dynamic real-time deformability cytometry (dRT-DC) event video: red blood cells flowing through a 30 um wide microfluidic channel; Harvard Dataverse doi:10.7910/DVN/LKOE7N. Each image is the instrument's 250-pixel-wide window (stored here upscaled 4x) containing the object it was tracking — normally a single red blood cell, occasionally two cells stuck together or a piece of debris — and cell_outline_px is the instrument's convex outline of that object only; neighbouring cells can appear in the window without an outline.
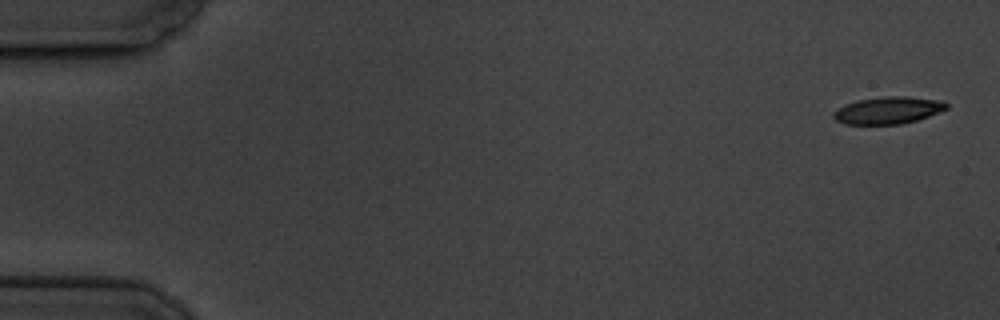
{"species": "common noctule bat (a hibernating species)", "species_latin": "Nyctalus noctula", "temperature_condition": "cold", "stored_images_in_passage": 7, "camera_frame_rate_fps": 3000, "um_per_image_px": 0.085, "animal": {"sex": "male", "body_mass_g": 19.5, "forearm_length_mm": 54.6}, "frame": {"image": 1, "passage_image": 1, "time_ms": 0.0, "image_size_px": [1000, 320], "cell_outline_px": [[948, 108], [928, 116], [916, 120], [900, 124], [844, 124], [836, 120], [832, 116], [840, 108], [856, 100], [888, 96], [908, 96], [944, 100], [948, 104]], "centroid_in_image_um": [75.55, 9.37], "position_along_channel_um": 9.5, "area_um2": 17.69}}
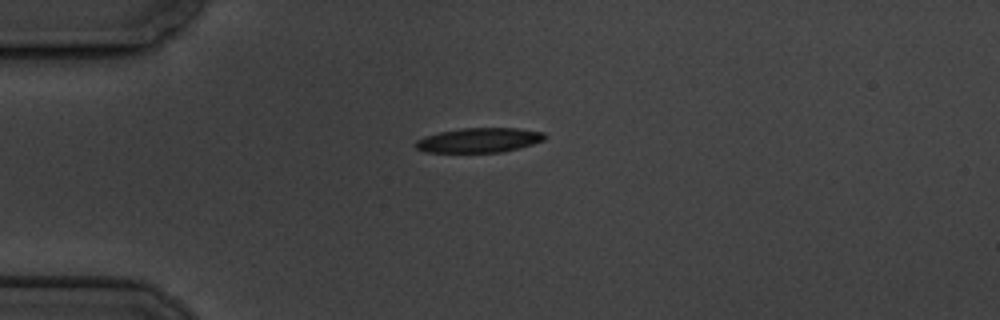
{"frame": {"image": 2, "passage_image": 4, "time_ms": 4.333, "image_size_px": [1000, 320], "cell_outline_px": [[548, 136], [544, 140], [520, 148], [504, 152], [424, 152], [416, 148], [416, 140], [424, 136], [440, 132], [464, 128], [516, 128], [544, 132]], "centroid_in_image_um": [40.75, 11.92], "position_along_channel_um": 44.2, "area_um2": 18.55}}
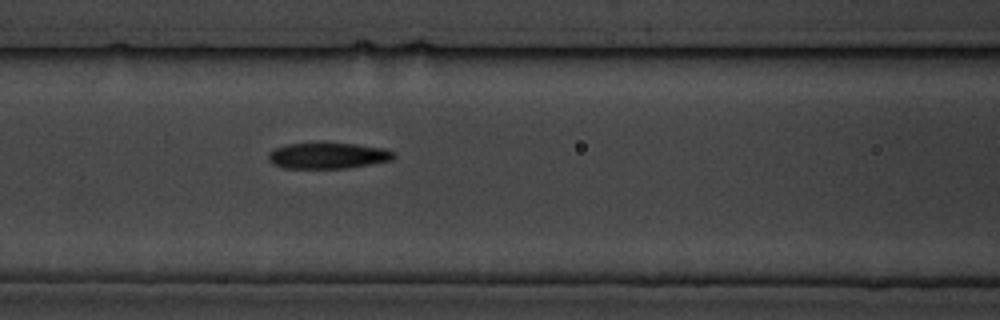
{"frame": {"image": 3, "passage_image": 7, "time_ms": 7.667, "image_size_px": [1000, 320], "cell_outline_px": [[396, 156], [392, 160], [348, 168], [284, 168], [268, 160], [268, 152], [276, 148], [288, 144], [320, 140], [324, 140], [356, 144], [384, 148], [392, 152]], "centroid_in_image_um": [27.86, 13.18], "position_along_channel_um": 138.7, "area_um2": 19.65}}